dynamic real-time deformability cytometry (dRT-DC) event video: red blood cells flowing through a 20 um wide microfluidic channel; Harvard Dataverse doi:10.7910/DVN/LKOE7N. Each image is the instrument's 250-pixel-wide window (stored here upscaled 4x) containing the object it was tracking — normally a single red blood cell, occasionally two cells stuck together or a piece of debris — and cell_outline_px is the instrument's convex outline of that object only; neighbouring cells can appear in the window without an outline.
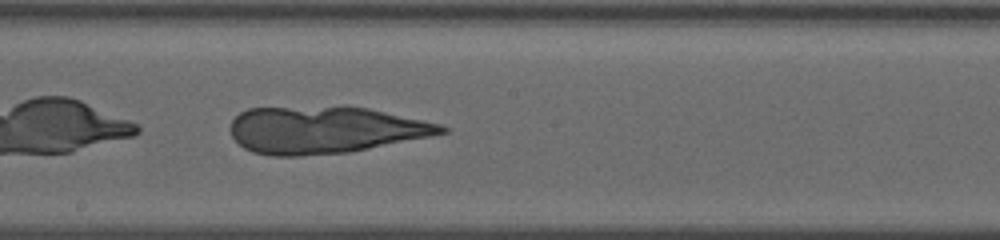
{"species": "human", "species_latin": "Homo sapiens", "temperature_condition": "warm", "stored_images_in_passage": 23, "camera_frame_rate_fps": 3000, "um_per_image_px": 0.085, "donor": {"sex": "female"}, "frame": {"image": 1, "passage_image": 20, "time_ms": 12.0, "image_size_px": [1000, 240], "cell_outline_px": [[448, 132], [432, 136], [348, 152], [300, 156], [272, 156], [252, 152], [244, 148], [232, 136], [232, 120], [240, 112], [248, 108], [368, 108], [440, 124], [448, 128]], "centroid_in_image_um": [27.6, 11.07], "position_along_channel_um": 220.6, "area_um2": 56.76}}